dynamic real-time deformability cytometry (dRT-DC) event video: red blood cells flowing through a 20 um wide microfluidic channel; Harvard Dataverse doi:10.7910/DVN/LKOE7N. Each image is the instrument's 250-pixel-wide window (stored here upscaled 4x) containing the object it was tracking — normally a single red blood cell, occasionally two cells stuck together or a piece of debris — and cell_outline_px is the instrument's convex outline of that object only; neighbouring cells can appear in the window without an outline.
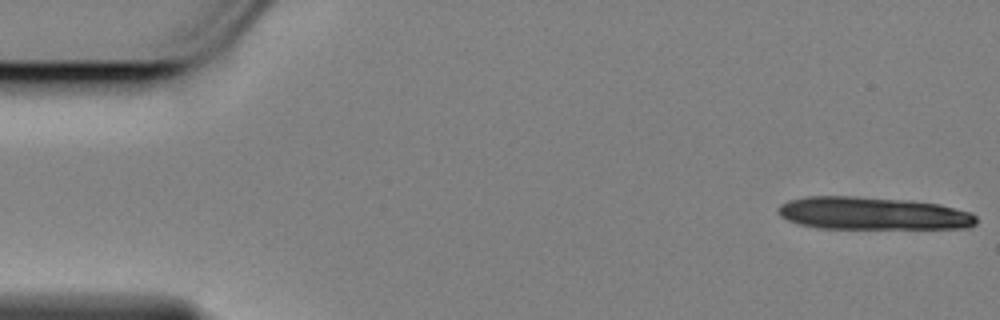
{"species": "Egyptian fruit bat (a non-hibernating species)", "species_latin": "Rousettus aegyptiacus", "temperature_condition": "cold", "stored_images_in_passage": 10, "camera_frame_rate_fps": 3000, "um_per_image_px": 0.085, "animal": {"sex": "female"}, "frame": {"image": 1, "passage_image": 1, "time_ms": 0.0, "image_size_px": [1000, 320], "cell_outline_px": [[976, 224], [968, 228], [816, 228], [800, 224], [788, 220], [780, 216], [776, 208], [780, 204], [788, 200], [808, 196], [856, 196], [912, 200], [936, 204], [968, 212], [976, 216]], "centroid_in_image_um": [74.12, 18.13], "position_along_channel_um": 10.9, "area_um2": 37.74}}